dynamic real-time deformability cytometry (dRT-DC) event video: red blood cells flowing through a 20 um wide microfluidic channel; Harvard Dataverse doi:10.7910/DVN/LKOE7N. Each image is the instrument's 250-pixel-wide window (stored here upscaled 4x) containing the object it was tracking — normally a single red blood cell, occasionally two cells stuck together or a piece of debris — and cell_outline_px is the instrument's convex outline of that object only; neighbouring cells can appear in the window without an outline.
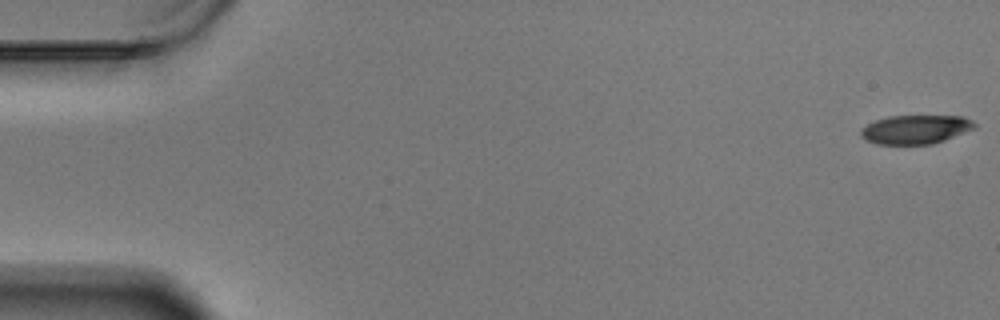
{"species": "Egyptian fruit bat (a non-hibernating species)", "species_latin": "Rousettus aegyptiacus", "temperature_condition": "warm", "stored_images_in_passage": 18, "camera_frame_rate_fps": 3000, "um_per_image_px": 0.085, "animal": {"sex": "male"}, "frame": {"image": 1, "passage_image": 1, "time_ms": 0.0, "image_size_px": [1000, 320], "cell_outline_px": [[976, 128], [944, 140], [932, 144], [876, 144], [864, 140], [860, 136], [860, 132], [868, 124], [876, 120], [888, 116], [964, 116], [972, 120], [976, 124]], "centroid_in_image_um": [77.83, 11.0], "position_along_channel_um": 7.2, "area_um2": 19.13}}